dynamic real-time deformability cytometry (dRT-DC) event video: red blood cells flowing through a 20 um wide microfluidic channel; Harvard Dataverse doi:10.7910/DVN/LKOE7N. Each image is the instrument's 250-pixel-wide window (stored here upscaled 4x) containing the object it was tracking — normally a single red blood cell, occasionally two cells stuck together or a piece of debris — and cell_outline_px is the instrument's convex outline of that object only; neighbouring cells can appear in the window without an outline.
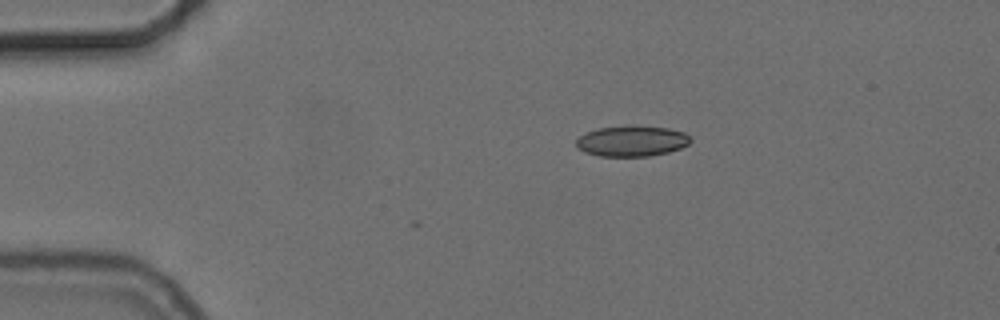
{"species": "common noctule bat (a hibernating species)", "species_latin": "Nyctalus noctula", "temperature_condition": "cold", "stored_images_in_passage": 3, "camera_frame_rate_fps": 3000, "um_per_image_px": 0.085, "animal": {"sex": "female", "body_mass_g": 24.6, "forearm_length_mm": 56.2}, "frame": {"image": 1, "passage_image": 1, "time_ms": 0.0, "image_size_px": [1000, 320], "cell_outline_px": [[692, 140], [688, 144], [680, 148], [668, 152], [648, 156], [600, 156], [584, 152], [576, 148], [576, 140], [580, 136], [596, 128], [668, 128], [684, 132]], "centroid_in_image_um": [53.68, 12.03], "position_along_channel_um": 31.3, "area_um2": 19.65}}